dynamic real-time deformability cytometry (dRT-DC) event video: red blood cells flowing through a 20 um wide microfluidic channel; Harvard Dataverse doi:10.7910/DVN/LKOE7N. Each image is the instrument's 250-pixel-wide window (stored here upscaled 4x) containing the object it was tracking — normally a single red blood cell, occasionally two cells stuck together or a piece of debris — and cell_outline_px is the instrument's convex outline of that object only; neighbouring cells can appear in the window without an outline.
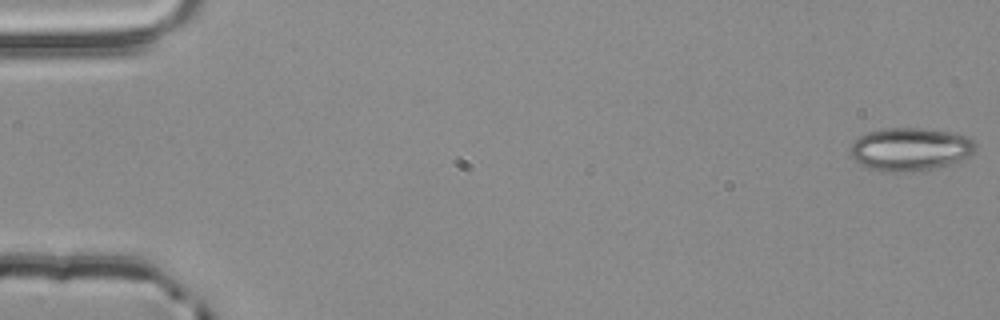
{"species": "common noctule bat (a hibernating species)", "species_latin": "Nyctalus noctula", "temperature_condition": "room temperature", "stored_images_in_passage": 13, "camera_frame_rate_fps": 3000, "um_per_image_px": 0.085, "animal": {"sex": "male", "body_mass_g": 20.4}, "frame": {"image": 1, "passage_image": 1, "time_ms": 0.0, "image_size_px": [1000, 320], "cell_outline_px": [[976, 148], [968, 156], [948, 164], [932, 168], [912, 172], [880, 172], [860, 164], [848, 152], [852, 144], [864, 132], [888, 128], [924, 128], [952, 132], [968, 136], [976, 144]], "centroid_in_image_um": [77.34, 12.67], "position_along_channel_um": 7.7, "area_um2": 31.44}}